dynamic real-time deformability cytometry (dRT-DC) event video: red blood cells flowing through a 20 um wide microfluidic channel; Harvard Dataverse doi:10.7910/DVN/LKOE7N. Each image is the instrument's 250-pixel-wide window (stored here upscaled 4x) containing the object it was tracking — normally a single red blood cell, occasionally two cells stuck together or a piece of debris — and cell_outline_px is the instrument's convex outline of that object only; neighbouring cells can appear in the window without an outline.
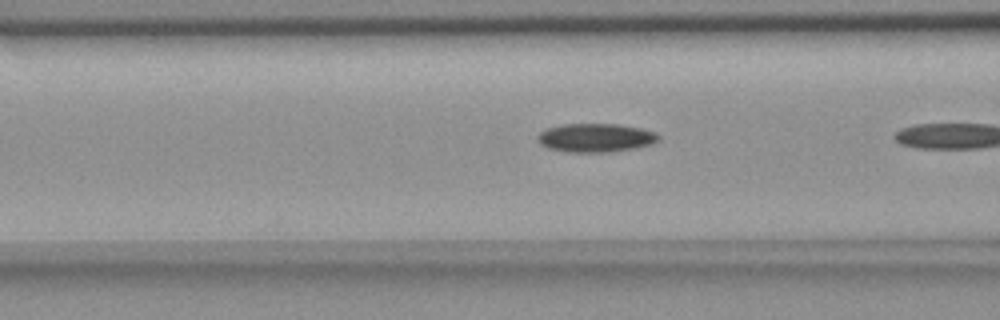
{"species": "common noctule bat (a hibernating species)", "species_latin": "Nyctalus noctula", "temperature_condition": "room temperature", "stored_images_in_passage": 7, "camera_frame_rate_fps": 3000, "um_per_image_px": 0.085, "animal": {"sex": "female", "body_mass_g": 18.4}, "frame": {"image": 1, "passage_image": 6, "time_ms": 1.667, "image_size_px": [1000, 320], "cell_outline_px": [[660, 140], [652, 144], [632, 148], [608, 152], [572, 152], [548, 148], [540, 144], [536, 140], [536, 136], [540, 132], [548, 128], [564, 124], [616, 124], [640, 128], [656, 132], [660, 136]], "centroid_in_image_um": [50.62, 11.7], "position_along_channel_um": 116.0, "area_um2": 20.11}}